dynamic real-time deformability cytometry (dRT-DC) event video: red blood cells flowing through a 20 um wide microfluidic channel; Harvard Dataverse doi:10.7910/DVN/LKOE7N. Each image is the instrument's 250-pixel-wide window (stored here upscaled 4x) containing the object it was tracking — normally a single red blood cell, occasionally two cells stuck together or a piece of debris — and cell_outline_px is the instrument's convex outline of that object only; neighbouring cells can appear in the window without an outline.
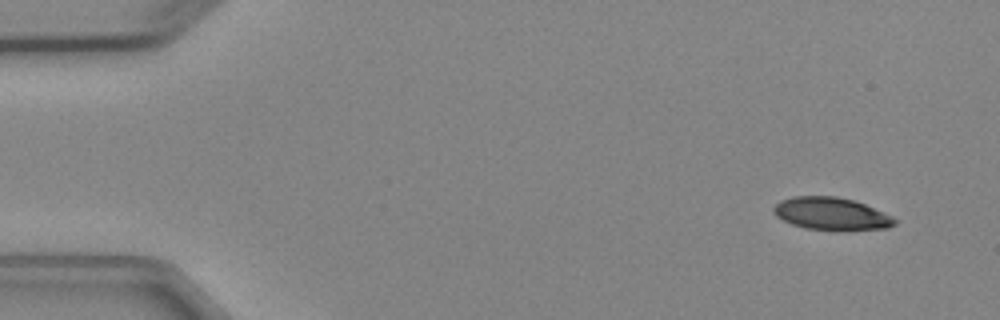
{"species": "Egyptian fruit bat (a non-hibernating species)", "species_latin": "Rousettus aegyptiacus", "temperature_condition": "cold", "stored_images_in_passage": 4, "camera_frame_rate_fps": 3000, "um_per_image_px": 0.085, "animal": {"sex": "female"}, "frame": {"image": 1, "passage_image": 1, "time_ms": 0.0, "image_size_px": [1000, 320], "cell_outline_px": [[896, 224], [888, 228], [804, 228], [792, 224], [776, 216], [772, 212], [772, 208], [780, 200], [792, 196], [836, 196], [852, 200], [864, 204], [892, 216], [896, 220]], "centroid_in_image_um": [70.6, 18.12], "position_along_channel_um": 14.4, "area_um2": 22.2}}
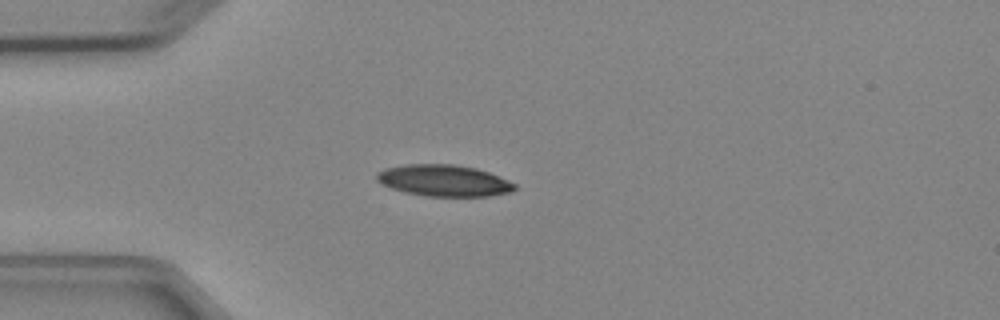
{"frame": {"image": 2, "passage_image": 4, "time_ms": 3.333, "image_size_px": [1000, 320], "cell_outline_px": [[516, 188], [512, 192], [488, 196], [424, 196], [404, 192], [392, 188], [376, 180], [376, 172], [384, 168], [408, 164], [452, 164], [476, 168], [488, 172], [508, 180], [516, 184]], "centroid_in_image_um": [37.73, 15.35], "position_along_channel_um": 47.3, "area_um2": 25.32}}